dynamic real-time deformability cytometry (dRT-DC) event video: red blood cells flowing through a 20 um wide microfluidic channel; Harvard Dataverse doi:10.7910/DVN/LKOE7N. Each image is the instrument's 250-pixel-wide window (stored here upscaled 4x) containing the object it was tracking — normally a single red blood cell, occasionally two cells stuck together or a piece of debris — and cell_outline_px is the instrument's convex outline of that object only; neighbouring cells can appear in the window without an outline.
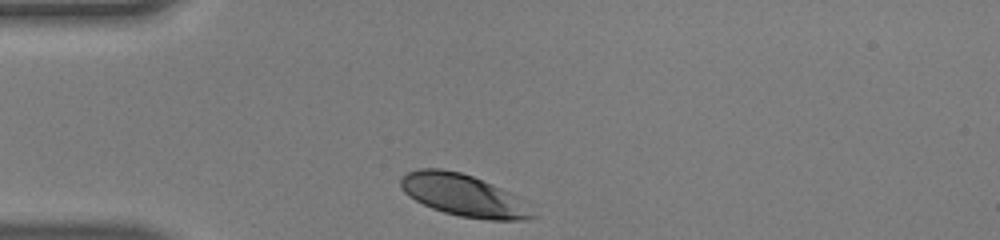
{"species": "human", "species_latin": "Homo sapiens", "temperature_condition": "warm", "stored_images_in_passage": 29, "camera_frame_rate_fps": 3000, "um_per_image_px": 0.085, "donor": {"sex": "male"}, "frame": {"image": 1, "passage_image": 1, "time_ms": 0.0, "image_size_px": [1000, 240], "cell_outline_px": [[536, 216], [528, 220], [488, 220], [460, 216], [444, 212], [432, 208], [408, 196], [400, 188], [400, 180], [408, 172], [420, 168], [440, 168], [460, 172], [472, 176], [512, 192], [528, 200]], "centroid_in_image_um": [39.49, 16.61], "position_along_channel_um": 45.5, "area_um2": 32.66}}
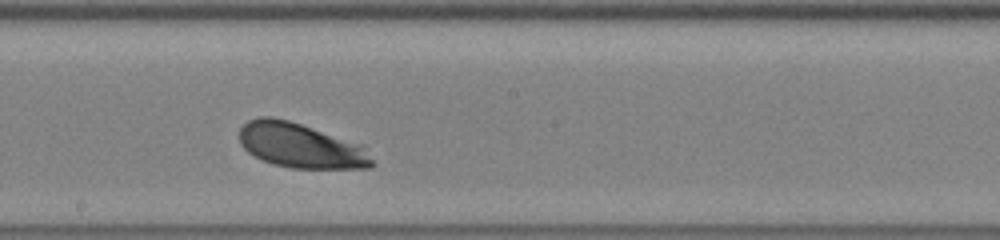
{"frame": {"image": 2, "passage_image": 16, "time_ms": 5.0, "image_size_px": [1000, 240], "cell_outline_px": [[376, 164], [372, 168], [292, 168], [272, 164], [248, 152], [240, 144], [240, 128], [248, 120], [260, 116], [272, 116], [288, 120], [364, 144]], "centroid_in_image_um": [25.61, 12.37], "position_along_channel_um": 222.6, "area_um2": 34.91}}
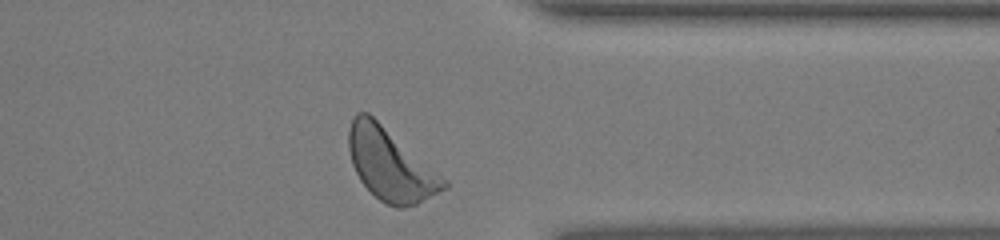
{"frame": {"image": 3, "passage_image": 28, "time_ms": 9.0, "image_size_px": [1000, 240], "cell_outline_px": [[448, 188], [416, 204], [404, 208], [396, 208], [380, 200], [360, 180], [352, 164], [348, 148], [348, 132], [352, 120], [356, 112], [368, 112], [448, 180]], "centroid_in_image_um": [33.19, 13.99], "position_along_channel_um": 378.2, "area_um2": 39.59}, "authors_computed_cell_mechanics": {"area_um2": 33.8708, "velocity_mm_per_s": 4.0259, "shape_relaxation_time_tau1_ms": 1.2416, "shape_relaxation_time_tau2_ms": null, "deformation_change_tau1": 0.1116, "deformation_change_tau2": null}}